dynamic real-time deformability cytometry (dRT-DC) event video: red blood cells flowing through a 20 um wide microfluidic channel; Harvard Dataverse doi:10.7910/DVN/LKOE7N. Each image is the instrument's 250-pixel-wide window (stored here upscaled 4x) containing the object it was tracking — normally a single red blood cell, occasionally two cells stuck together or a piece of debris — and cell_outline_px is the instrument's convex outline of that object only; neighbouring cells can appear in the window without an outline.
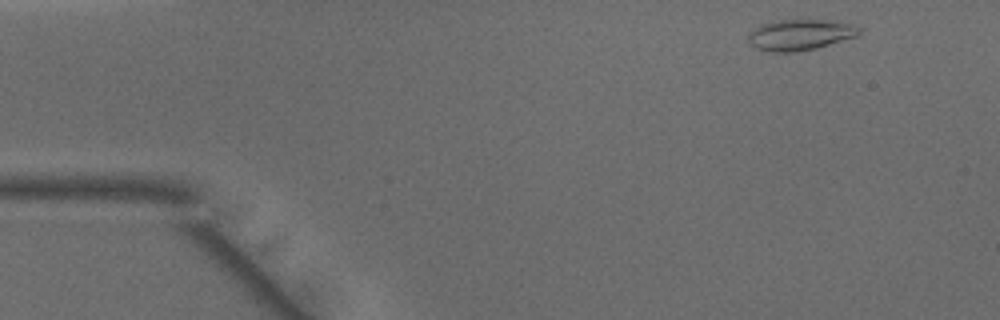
{"species": "common noctule bat (a hibernating species)", "species_latin": "Nyctalus noctula", "temperature_condition": "warm", "stored_images_in_passage": 45, "camera_frame_rate_fps": 3000, "um_per_image_px": 0.085, "animal": {"sex": "male", "body_mass_g": 15.6}, "frame": {"image": 1, "passage_image": 2, "time_ms": 0.333, "image_size_px": [1000, 320], "cell_outline_px": [[860, 32], [856, 36], [816, 48], [792, 52], [772, 52], [756, 48], [748, 40], [748, 36], [756, 28], [764, 24], [776, 20], [836, 20], [856, 24], [860, 28]], "centroid_in_image_um": [68.07, 2.94], "position_along_channel_um": 16.9, "area_um2": 19.77}}
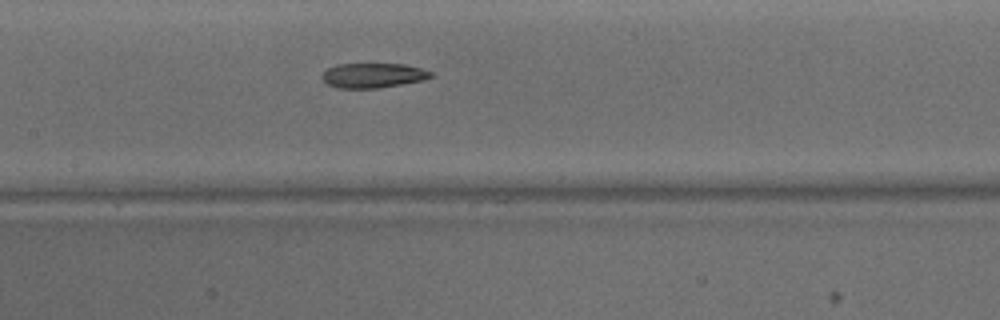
{"frame": {"image": 2, "passage_image": 20, "time_ms": 6.333, "image_size_px": [1000, 320], "cell_outline_px": [[432, 76], [424, 80], [376, 88], [336, 88], [328, 84], [320, 76], [328, 68], [336, 64], [404, 64], [420, 68], [432, 72]], "centroid_in_image_um": [31.68, 6.41], "position_along_channel_um": 175.7, "area_um2": 15.55}}
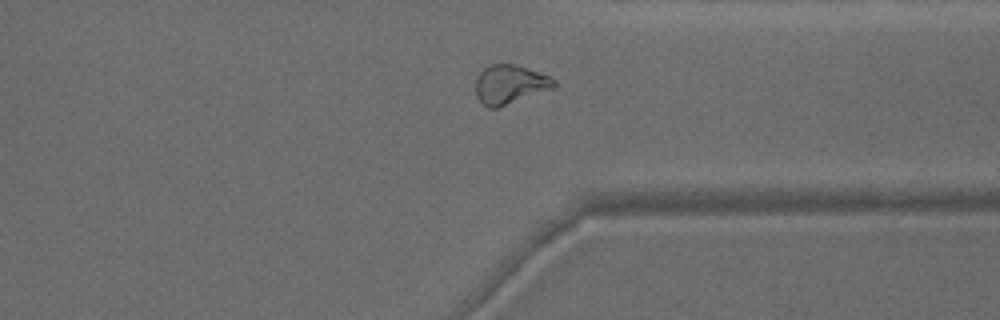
{"frame": {"image": 3, "passage_image": 34, "time_ms": 11.0, "image_size_px": [1000, 320], "cell_outline_px": [[556, 84], [552, 88], [500, 108], [488, 108], [476, 96], [476, 80], [480, 72], [488, 64], [516, 64], [548, 76], [556, 80]], "centroid_in_image_um": [43.32, 7.18], "position_along_channel_um": 368.1, "area_um2": 17.74}, "authors_computed_cell_mechanics": {"area_um2": 18.0914, "velocity_mm_per_s": 4.1514, "shape_relaxation_time_tau1_ms": null, "shape_relaxation_time_tau2_ms": 4.2664, "deformation_change_tau1": null, "deformation_change_tau2": 0.1173}}